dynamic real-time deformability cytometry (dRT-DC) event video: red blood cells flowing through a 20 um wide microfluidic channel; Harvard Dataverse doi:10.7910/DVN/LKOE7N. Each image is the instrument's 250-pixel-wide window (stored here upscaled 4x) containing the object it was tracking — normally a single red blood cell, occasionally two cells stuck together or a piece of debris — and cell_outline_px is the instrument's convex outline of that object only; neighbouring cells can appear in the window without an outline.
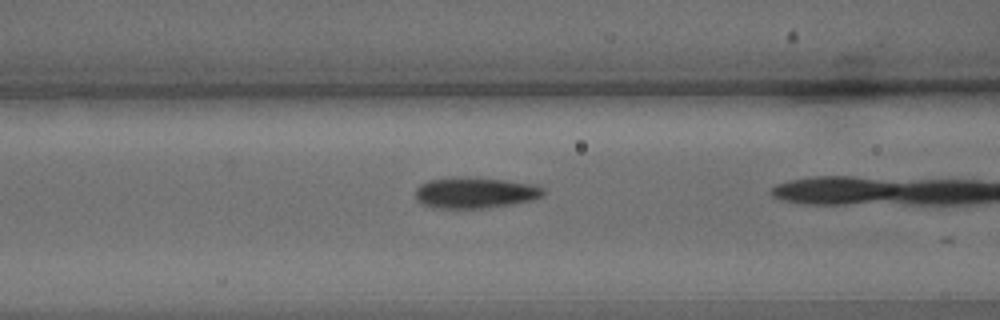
{"species": "common noctule bat (a hibernating species)", "species_latin": "Nyctalus noctula", "temperature_condition": "warm", "stored_images_in_passage": 33, "camera_frame_rate_fps": 3000, "um_per_image_px": 0.085, "animal": {"sex": "male", "body_mass_g": 15.6}, "frame": {"image": 1, "passage_image": 18, "time_ms": 5.667, "image_size_px": [1000, 320], "cell_outline_px": [[544, 196], [532, 200], [512, 204], [484, 208], [440, 208], [420, 204], [416, 200], [416, 188], [420, 184], [428, 180], [504, 180], [536, 184], [544, 188]], "centroid_in_image_um": [40.43, 16.43], "position_along_channel_um": 126.2, "area_um2": 22.2}}
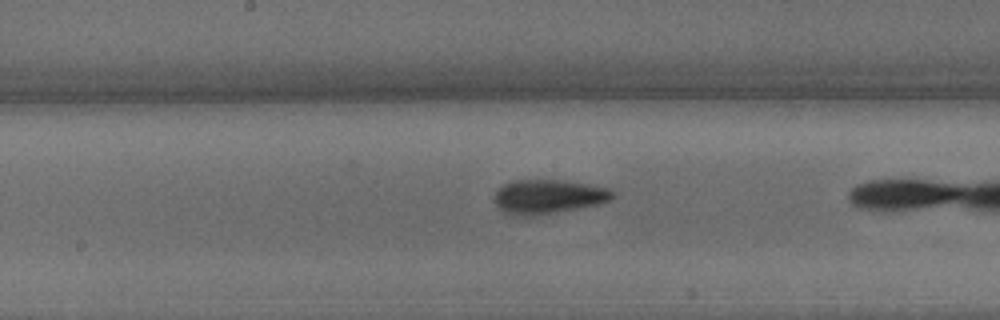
{"frame": {"image": 2, "passage_image": 24, "time_ms": 7.667, "image_size_px": [1000, 320], "cell_outline_px": [[616, 196], [608, 200], [596, 204], [552, 212], [528, 216], [516, 216], [504, 212], [492, 200], [492, 196], [496, 188], [500, 184], [512, 180], [556, 180], [584, 184], [608, 188], [616, 192]], "centroid_in_image_um": [46.49, 16.69], "position_along_channel_um": 201.7, "area_um2": 23.35}}
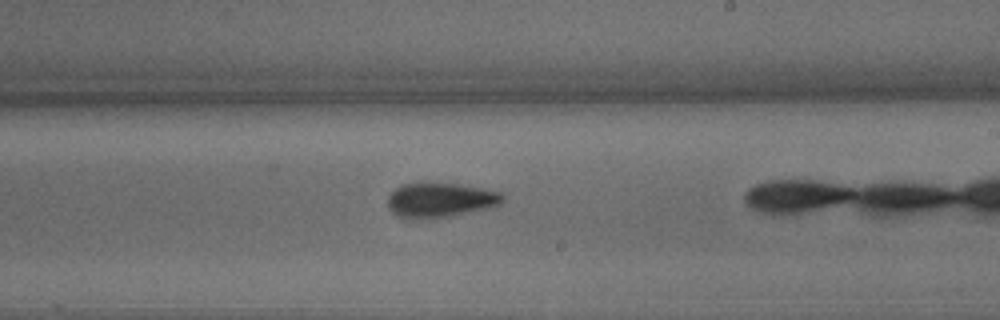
{"frame": {"image": 3, "passage_image": 28, "time_ms": 9.0, "image_size_px": [1000, 320], "cell_outline_px": [[504, 200], [500, 204], [452, 216], [432, 220], [412, 220], [400, 216], [392, 212], [388, 208], [388, 196], [396, 188], [404, 184], [456, 184], [480, 188], [500, 192], [504, 196]], "centroid_in_image_um": [37.38, 17.05], "position_along_channel_um": 251.6, "area_um2": 23.0}}